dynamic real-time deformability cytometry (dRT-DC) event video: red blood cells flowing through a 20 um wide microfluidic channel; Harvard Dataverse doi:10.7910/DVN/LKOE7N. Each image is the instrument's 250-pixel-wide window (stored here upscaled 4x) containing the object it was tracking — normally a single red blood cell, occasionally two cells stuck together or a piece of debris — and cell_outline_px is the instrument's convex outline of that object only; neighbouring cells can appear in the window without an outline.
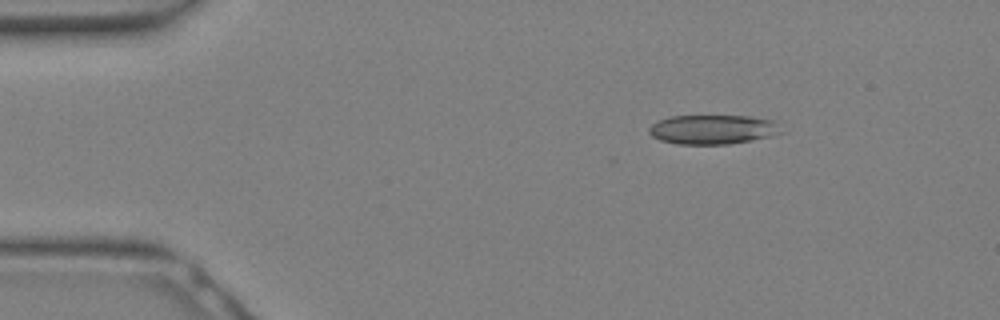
{"species": "Egyptian fruit bat (a non-hibernating species)", "species_latin": "Rousettus aegyptiacus", "temperature_condition": "warm", "stored_images_in_passage": 21, "camera_frame_rate_fps": 3000, "um_per_image_px": 0.085, "animal": {"sex": "female"}, "frame": {"image": 1, "passage_image": 5, "time_ms": 1.333, "image_size_px": [1000, 320], "cell_outline_px": [[784, 132], [772, 136], [752, 140], [728, 144], [676, 144], [660, 140], [652, 136], [648, 132], [648, 128], [652, 124], [660, 120], [672, 116], [752, 116], [776, 120]], "centroid_in_image_um": [60.64, 11.0], "position_along_channel_um": 24.4, "area_um2": 22.83}}
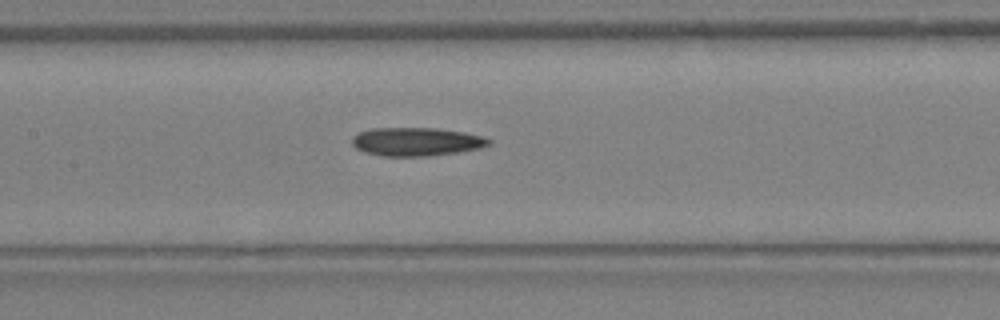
{"frame": {"image": 2, "passage_image": 15, "time_ms": 4.667, "image_size_px": [1000, 320], "cell_outline_px": [[492, 144], [480, 148], [456, 152], [428, 156], [380, 156], [364, 152], [356, 148], [352, 144], [352, 136], [360, 132], [372, 128], [436, 128], [464, 132], [484, 136], [492, 140]], "centroid_in_image_um": [35.4, 12.04], "position_along_channel_um": 172.0, "area_um2": 22.77}}
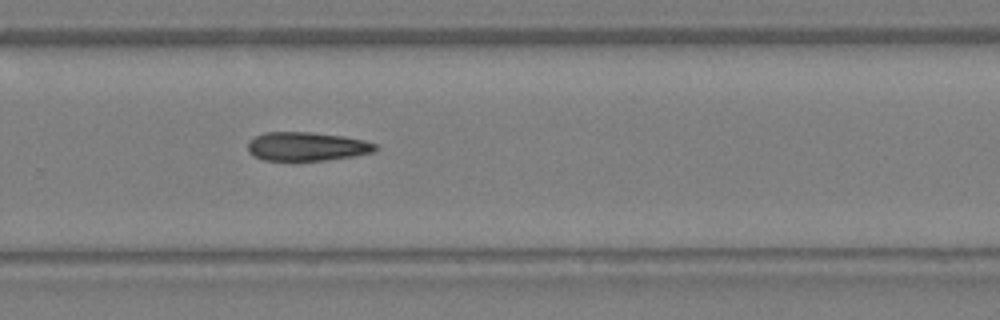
{"frame": {"image": 3, "passage_image": 21, "time_ms": 6.667, "image_size_px": [1000, 320], "cell_outline_px": [[380, 148], [372, 152], [356, 156], [296, 164], [264, 160], [252, 156], [248, 152], [248, 140], [264, 132], [308, 132], [344, 136], [364, 140], [376, 144]], "centroid_in_image_um": [26.04, 12.5], "position_along_channel_um": 303.8, "area_um2": 22.43}}